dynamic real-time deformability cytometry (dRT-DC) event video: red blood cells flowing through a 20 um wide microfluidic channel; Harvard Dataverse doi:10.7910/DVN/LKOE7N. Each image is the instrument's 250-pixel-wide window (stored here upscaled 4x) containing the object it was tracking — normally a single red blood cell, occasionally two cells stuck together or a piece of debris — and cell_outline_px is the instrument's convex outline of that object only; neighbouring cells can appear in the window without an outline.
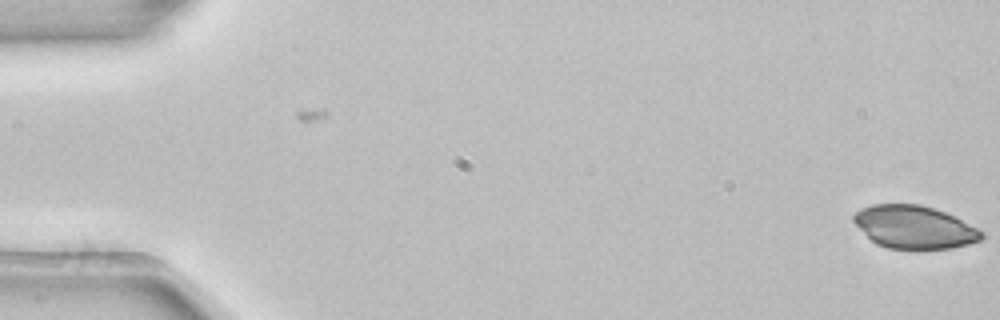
{"species": "common noctule bat (a hibernating species)", "species_latin": "Nyctalus noctula", "temperature_condition": "room temperature", "stored_images_in_passage": 2, "camera_frame_rate_fps": 3000, "um_per_image_px": 0.085, "animal": {"sex": "female", "body_mass_g": 22.7, "forearm_length_mm": 54.2}, "frame": {"image": 1, "passage_image": 2, "time_ms": 0.333, "image_size_px": [1000, 320], "cell_outline_px": [[984, 236], [980, 240], [968, 244], [952, 248], [920, 252], [912, 252], [888, 248], [876, 244], [852, 220], [852, 216], [856, 212], [872, 204], [920, 204], [956, 216], [984, 232]], "centroid_in_image_um": [77.75, 19.35], "position_along_channel_um": 7.2, "area_um2": 32.66}}